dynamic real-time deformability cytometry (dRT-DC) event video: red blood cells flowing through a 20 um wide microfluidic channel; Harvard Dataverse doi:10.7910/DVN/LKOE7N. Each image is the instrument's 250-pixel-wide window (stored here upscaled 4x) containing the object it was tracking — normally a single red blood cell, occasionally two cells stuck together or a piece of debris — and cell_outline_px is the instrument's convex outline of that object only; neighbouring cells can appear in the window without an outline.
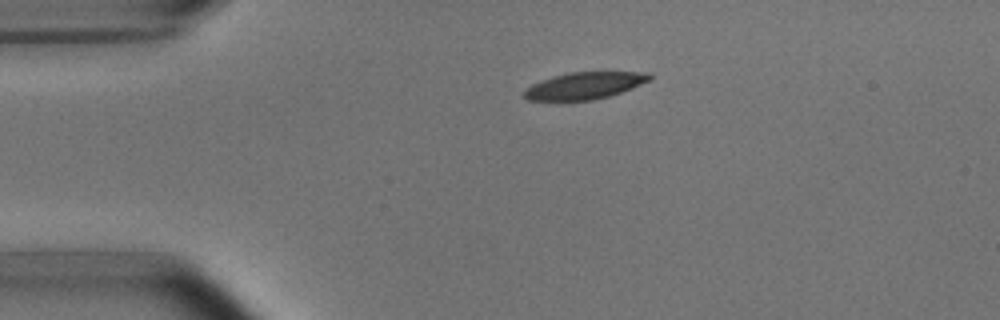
{"species": "common noctule bat (a hibernating species)", "species_latin": "Nyctalus noctula", "temperature_condition": "room temperature", "stored_images_in_passage": 2, "camera_frame_rate_fps": 3000, "um_per_image_px": 0.085, "animal": {"sex": "male", "body_mass_g": 15.6}, "frame": {"image": 1, "passage_image": 1, "time_ms": 0.0, "image_size_px": [1000, 320], "cell_outline_px": [[652, 80], [632, 88], [608, 96], [592, 100], [528, 100], [524, 96], [524, 92], [532, 84], [568, 72], [652, 72]], "centroid_in_image_um": [49.76, 7.27], "position_along_channel_um": 35.2, "area_um2": 19.42}}